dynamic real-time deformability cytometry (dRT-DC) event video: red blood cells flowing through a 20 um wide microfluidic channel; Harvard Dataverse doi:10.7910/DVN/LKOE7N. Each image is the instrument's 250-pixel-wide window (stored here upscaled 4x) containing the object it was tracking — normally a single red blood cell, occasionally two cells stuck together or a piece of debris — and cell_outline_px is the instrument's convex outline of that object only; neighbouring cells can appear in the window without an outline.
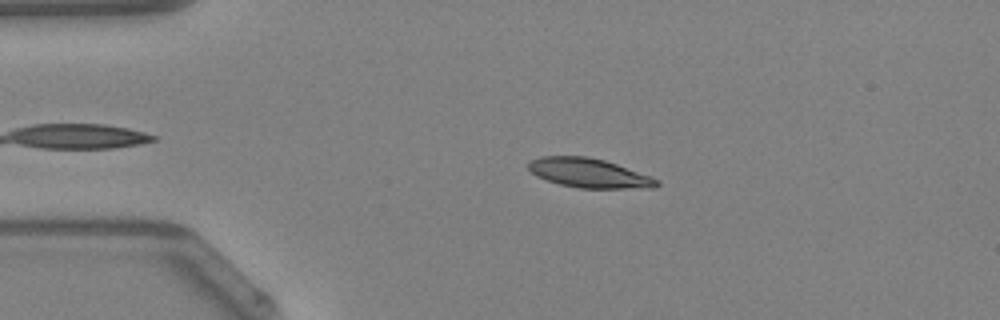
{"species": "Egyptian fruit bat (a non-hibernating species)", "species_latin": "Rousettus aegyptiacus", "temperature_condition": "warm", "stored_images_in_passage": 33, "camera_frame_rate_fps": 3000, "um_per_image_px": 0.085, "animal": {"sex": "female"}, "frame": {"image": 1, "passage_image": 5, "time_ms": 1.333, "image_size_px": [1000, 320], "cell_outline_px": [[660, 184], [656, 188], [580, 188], [560, 184], [536, 176], [528, 168], [528, 164], [532, 160], [540, 156], [584, 156], [604, 160], [616, 164], [660, 180]], "centroid_in_image_um": [50.08, 14.71], "position_along_channel_um": 34.9, "area_um2": 21.68}}
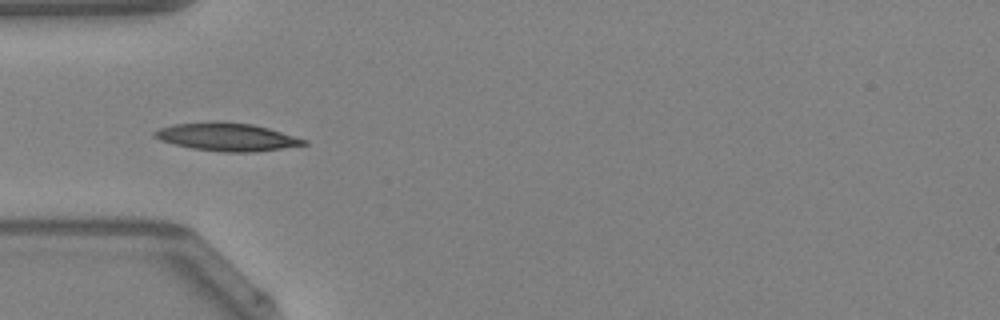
{"frame": {"image": 2, "passage_image": 10, "time_ms": 3.0, "image_size_px": [1000, 320], "cell_outline_px": [[308, 144], [252, 152], [224, 152], [192, 148], [160, 140], [152, 136], [152, 132], [160, 128], [172, 124], [212, 120], [252, 124], [268, 128], [308, 140]], "centroid_in_image_um": [19.24, 11.62], "position_along_channel_um": 65.8, "area_um2": 24.33}}
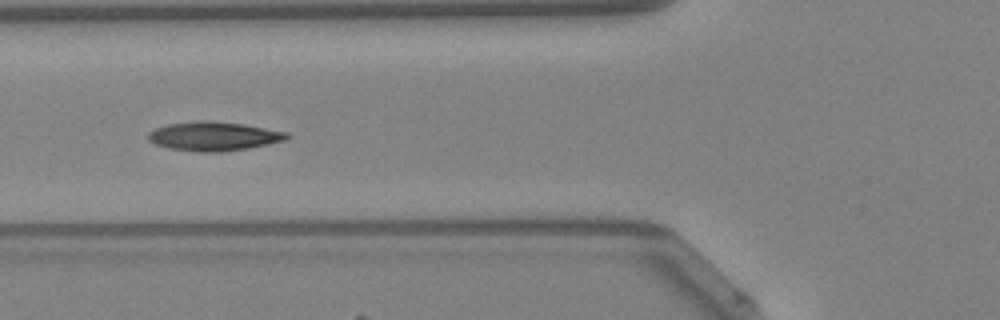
{"frame": {"image": 3, "passage_image": 13, "time_ms": 4.0, "image_size_px": [1000, 320], "cell_outline_px": [[292, 136], [288, 140], [248, 148], [220, 152], [200, 152], [168, 148], [156, 144], [148, 140], [148, 132], [156, 128], [168, 124], [200, 120], [208, 120], [244, 124], [288, 132]], "centroid_in_image_um": [18.2, 11.58], "position_along_channel_um": 107.6, "area_um2": 23.58}, "authors_computed_cell_mechanics": {"area_um2": 22.542, "velocity_mm_per_s": 4.251, "shape_relaxation_time_tau1_ms": 5.0999, "shape_relaxation_time_tau2_ms": 2.8231, "deformation_change_tau1": 0.1484, "deformation_change_tau2": 0.0757}}